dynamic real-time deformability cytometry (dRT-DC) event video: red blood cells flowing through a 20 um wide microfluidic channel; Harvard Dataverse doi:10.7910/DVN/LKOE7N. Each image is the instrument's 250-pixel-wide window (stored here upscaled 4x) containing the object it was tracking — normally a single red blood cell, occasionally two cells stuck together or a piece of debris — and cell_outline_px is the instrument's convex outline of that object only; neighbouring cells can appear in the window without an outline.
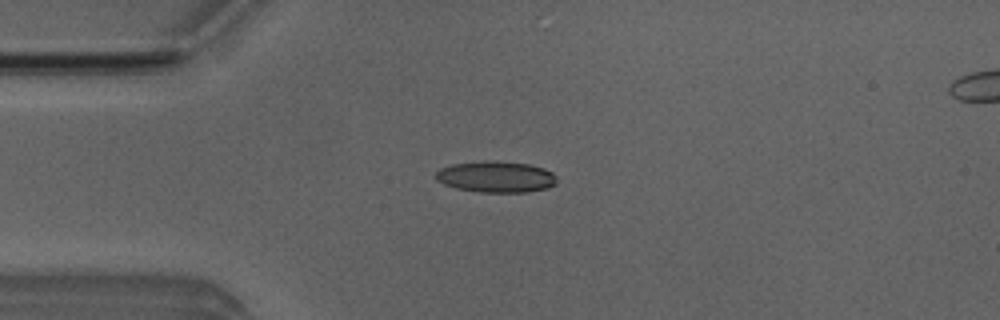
{"species": "Egyptian fruit bat (a non-hibernating species)", "species_latin": "Rousettus aegyptiacus", "temperature_condition": "room temperature", "stored_images_in_passage": 50, "camera_frame_rate_fps": 3000, "um_per_image_px": 0.085, "animal": {"sex": "male"}, "frame": {"image": 1, "passage_image": 12, "time_ms": 3.667, "image_size_px": [1000, 320], "cell_outline_px": [[556, 184], [548, 188], [528, 192], [480, 192], [456, 188], [444, 184], [436, 180], [432, 176], [440, 168], [452, 164], [488, 160], [492, 160], [528, 164], [544, 168], [552, 172], [556, 176]], "centroid_in_image_um": [42.14, 15.03], "position_along_channel_um": 42.9, "area_um2": 22.25}}
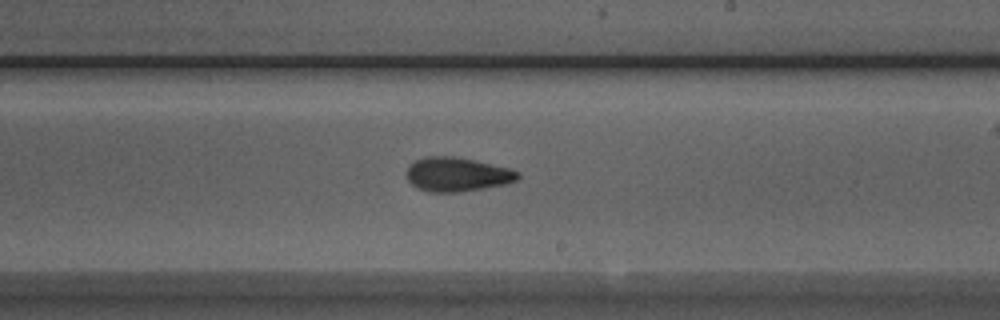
{"frame": {"image": 2, "passage_image": 29, "time_ms": 9.333, "image_size_px": [1000, 320], "cell_outline_px": [[520, 176], [516, 180], [504, 184], [484, 188], [460, 192], [432, 192], [420, 188], [412, 184], [408, 180], [404, 172], [416, 160], [424, 156], [452, 156], [472, 160], [508, 168], [520, 172]], "centroid_in_image_um": [38.83, 14.82], "position_along_channel_um": 250.2, "area_um2": 21.85}}
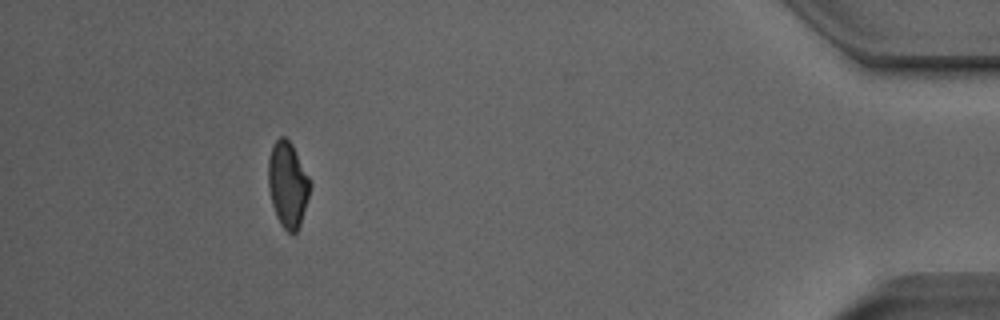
{"frame": {"image": 3, "passage_image": 46, "time_ms": 15.0, "image_size_px": [1000, 320], "cell_outline_px": [[312, 184], [300, 224], [296, 232], [292, 236], [280, 224], [276, 216], [272, 204], [268, 188], [268, 160], [272, 144], [280, 136], [284, 136], [292, 144], [312, 180]], "centroid_in_image_um": [24.46, 15.67], "position_along_channel_um": 410.7, "area_um2": 21.15}, "authors_computed_cell_mechanics": {"area_um2": 21.3571, "velocity_mm_per_s": 3.9891, "shape_relaxation_time_tau1_ms": 6.0974, "shape_relaxation_time_tau2_ms": 2.1037, "deformation_change_tau1": 0.1763, "deformation_change_tau2": 0.082}}